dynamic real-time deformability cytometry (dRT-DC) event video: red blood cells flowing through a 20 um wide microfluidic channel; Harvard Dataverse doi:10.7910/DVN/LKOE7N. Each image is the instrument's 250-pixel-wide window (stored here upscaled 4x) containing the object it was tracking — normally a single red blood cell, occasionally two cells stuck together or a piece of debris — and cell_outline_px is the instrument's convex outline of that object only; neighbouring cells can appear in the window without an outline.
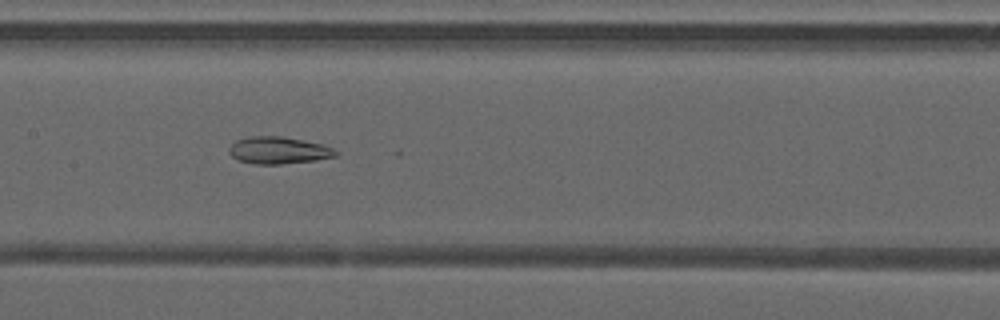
{"species": "common noctule bat (a hibernating species)", "species_latin": "Nyctalus noctula", "temperature_condition": "warm", "stored_images_in_passage": 48, "camera_frame_rate_fps": 3000, "um_per_image_px": 0.085, "animal": {"sex": "male", "forearm_length_mm": 52.5}, "frame": {"image": 1, "passage_image": 24, "time_ms": 7.667, "image_size_px": [1000, 320], "cell_outline_px": [[340, 152], [336, 156], [316, 160], [280, 164], [252, 164], [240, 160], [232, 156], [228, 152], [228, 148], [236, 140], [252, 136], [280, 136], [324, 144]], "centroid_in_image_um": [23.69, 12.78], "position_along_channel_um": 183.7, "area_um2": 16.82}}
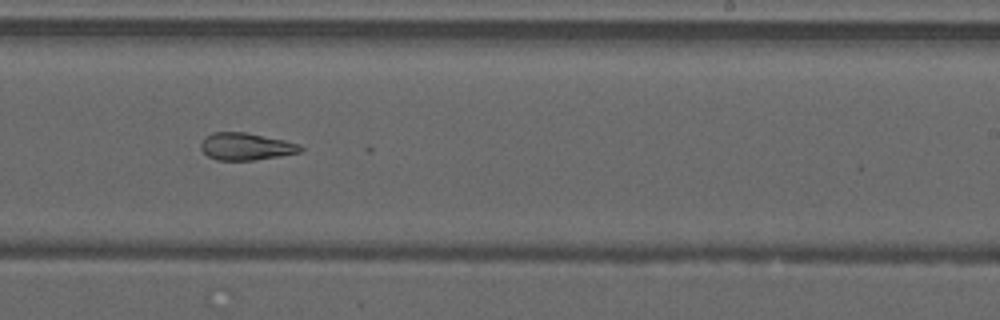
{"frame": {"image": 2, "passage_image": 30, "time_ms": 9.667, "image_size_px": [1000, 320], "cell_outline_px": [[304, 148], [300, 152], [280, 156], [252, 160], [216, 160], [208, 156], [200, 148], [200, 144], [204, 136], [212, 132], [244, 132], [284, 140], [300, 144]], "centroid_in_image_um": [20.88, 12.45], "position_along_channel_um": 268.1, "area_um2": 15.84}}
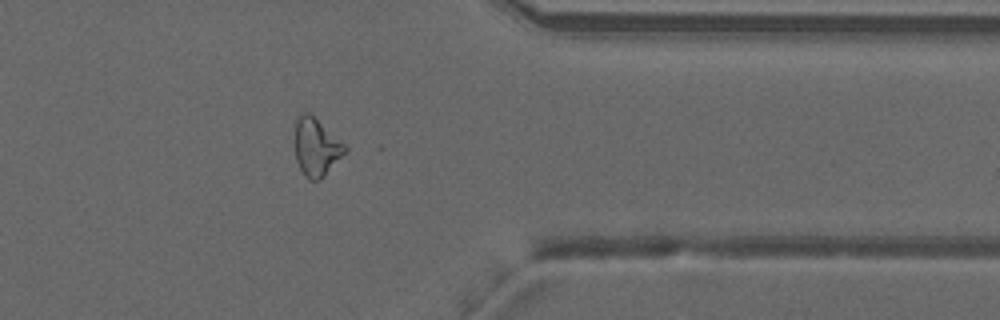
{"frame": {"image": 3, "passage_image": 39, "time_ms": 12.667, "image_size_px": [1000, 320], "cell_outline_px": [[348, 148], [324, 176], [316, 180], [308, 180], [304, 176], [296, 160], [296, 116], [300, 112], [308, 112], [344, 144]], "centroid_in_image_um": [26.85, 12.51], "position_along_channel_um": 384.6, "area_um2": 16.36}, "authors_computed_cell_mechanics": {"area_um2": 19.8254, "velocity_mm_per_s": 4.245, "shape_relaxation_time_tau1_ms": null, "shape_relaxation_time_tau2_ms": 5.7777, "deformation_change_tau1": null, "deformation_change_tau2": 0.1634}}